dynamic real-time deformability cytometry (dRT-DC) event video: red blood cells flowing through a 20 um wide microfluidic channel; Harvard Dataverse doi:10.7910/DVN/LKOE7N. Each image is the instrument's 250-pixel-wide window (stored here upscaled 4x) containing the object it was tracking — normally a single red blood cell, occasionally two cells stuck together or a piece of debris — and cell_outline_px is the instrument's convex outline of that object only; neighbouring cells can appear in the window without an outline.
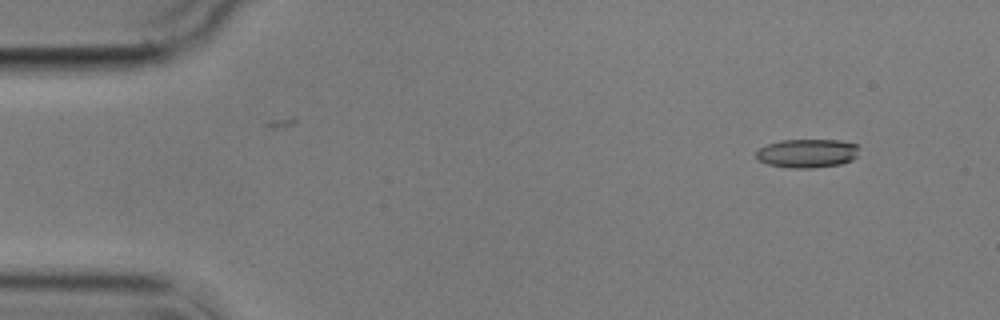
{"species": "common noctule bat (a hibernating species)", "species_latin": "Nyctalus noctula", "temperature_condition": "cold", "stored_images_in_passage": 6, "segment_of_instrument_passage": [1, 2], "camera_frame_rate_fps": 3000, "um_per_image_px": 0.085, "animal": {"sex": "male", "body_mass_g": 17.9}, "frame": {"image": 1, "passage_image": 2, "time_ms": 1.0, "image_size_px": [1000, 320], "cell_outline_px": [[860, 148], [856, 156], [852, 160], [840, 164], [812, 168], [792, 168], [768, 164], [760, 160], [756, 156], [756, 152], [760, 148], [768, 144], [780, 140], [840, 140], [856, 144]], "centroid_in_image_um": [68.64, 13.02], "position_along_channel_um": 16.4, "area_um2": 17.17}}
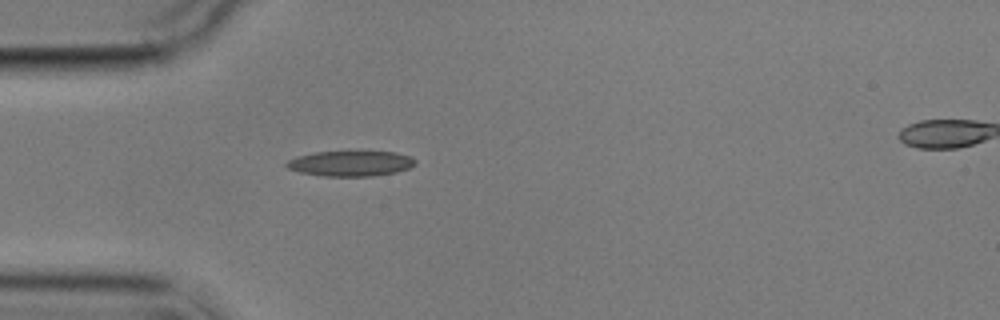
{"frame": {"image": 2, "passage_image": 5, "time_ms": 4.667, "image_size_px": [1000, 320], "cell_outline_px": [[416, 164], [408, 168], [396, 172], [372, 176], [324, 176], [300, 172], [288, 168], [284, 164], [288, 160], [296, 156], [316, 152], [360, 148], [396, 152], [412, 156], [416, 160]], "centroid_in_image_um": [29.85, 13.83], "position_along_channel_um": 55.2, "area_um2": 20.11}}